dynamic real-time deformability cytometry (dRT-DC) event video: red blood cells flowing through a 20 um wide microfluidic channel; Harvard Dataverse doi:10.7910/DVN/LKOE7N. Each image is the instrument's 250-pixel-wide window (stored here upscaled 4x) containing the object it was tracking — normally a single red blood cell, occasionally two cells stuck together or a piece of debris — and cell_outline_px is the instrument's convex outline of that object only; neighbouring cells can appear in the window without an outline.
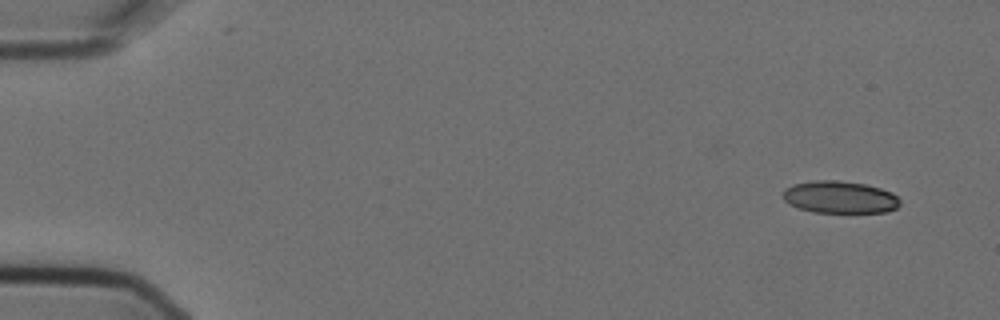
{"species": "Egyptian fruit bat (a non-hibernating species)", "species_latin": "Rousettus aegyptiacus", "temperature_condition": "cold", "stored_images_in_passage": 3, "camera_frame_rate_fps": 3000, "um_per_image_px": 0.085, "animal": {"sex": "female"}, "frame": {"image": 1, "passage_image": 1, "time_ms": 0.0, "image_size_px": [1000, 320], "cell_outline_px": [[900, 204], [896, 208], [888, 212], [812, 212], [788, 204], [784, 200], [784, 188], [792, 184], [812, 180], [836, 180], [864, 184], [880, 188], [892, 192], [900, 200]], "centroid_in_image_um": [71.37, 16.75], "position_along_channel_um": 13.6, "area_um2": 22.02}}